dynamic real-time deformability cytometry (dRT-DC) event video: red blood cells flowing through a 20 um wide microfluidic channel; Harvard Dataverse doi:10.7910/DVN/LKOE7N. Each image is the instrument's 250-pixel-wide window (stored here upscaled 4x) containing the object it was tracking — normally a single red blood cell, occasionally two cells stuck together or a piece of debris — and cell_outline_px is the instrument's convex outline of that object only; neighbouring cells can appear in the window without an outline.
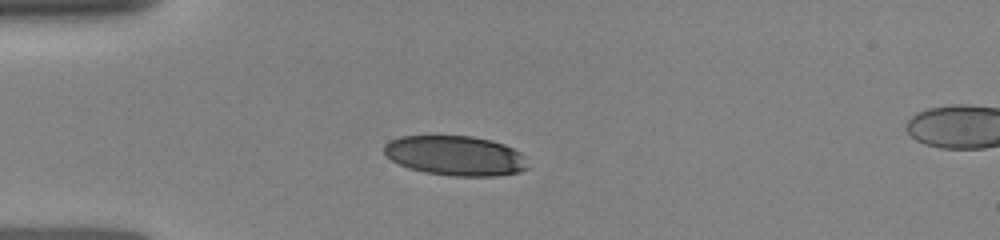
{"species": "human", "species_latin": "Homo sapiens", "temperature_condition": "room temperature", "stored_images_in_passage": 8, "camera_frame_rate_fps": 3000, "um_per_image_px": 0.085, "donor": {"sex": "female"}, "frame": {"image": 1, "passage_image": 4, "time_ms": 2.0, "image_size_px": [1000, 240], "cell_outline_px": [[528, 168], [520, 172], [496, 176], [452, 176], [424, 172], [408, 168], [392, 160], [384, 152], [384, 144], [400, 136], [472, 136], [492, 140], [504, 144], [520, 152], [524, 156]], "centroid_in_image_um": [38.73, 13.23], "position_along_channel_um": 46.3, "area_um2": 33.35}}
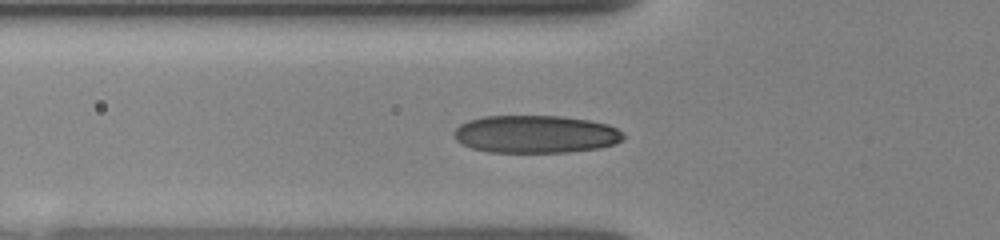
{"frame": {"image": 2, "passage_image": 6, "time_ms": 3.333, "image_size_px": [1000, 240], "cell_outline_px": [[624, 140], [616, 144], [600, 148], [568, 152], [488, 152], [472, 148], [460, 144], [452, 136], [452, 132], [460, 124], [468, 120], [484, 116], [560, 116], [588, 120], [608, 124], [616, 128], [624, 136]], "centroid_in_image_um": [45.5, 11.41], "position_along_channel_um": 80.3, "area_um2": 37.51}}
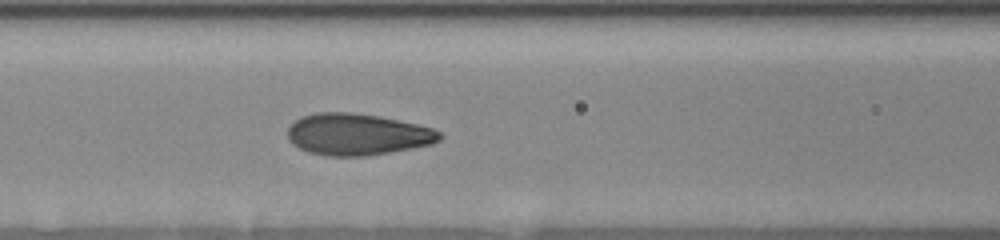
{"frame": {"image": 3, "passage_image": 8, "time_ms": 4.667, "image_size_px": [1000, 240], "cell_outline_px": [[444, 136], [440, 140], [432, 144], [412, 148], [368, 156], [324, 156], [308, 152], [292, 144], [288, 140], [288, 128], [296, 120], [304, 116], [316, 112], [352, 112], [380, 116], [416, 124], [432, 128], [440, 132]], "centroid_in_image_um": [30.38, 11.43], "position_along_channel_um": 136.2, "area_um2": 36.99}}